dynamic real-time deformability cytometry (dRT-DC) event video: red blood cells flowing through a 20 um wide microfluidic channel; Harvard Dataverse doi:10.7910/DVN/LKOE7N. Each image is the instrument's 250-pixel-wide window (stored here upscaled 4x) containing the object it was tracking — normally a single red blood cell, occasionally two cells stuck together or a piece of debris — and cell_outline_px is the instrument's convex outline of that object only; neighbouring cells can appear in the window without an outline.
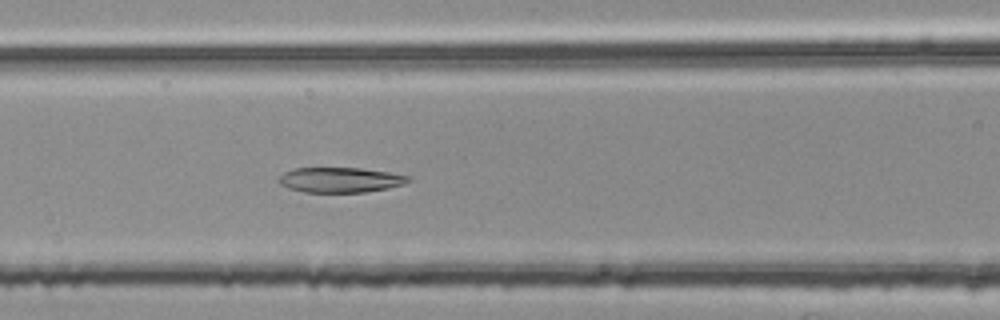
{"species": "common noctule bat (a hibernating species)", "species_latin": "Nyctalus noctula", "temperature_condition": "room temperature", "stored_images_in_passage": 39, "camera_frame_rate_fps": 3000, "um_per_image_px": 0.085, "animal": {"sex": "female", "body_mass_g": 25.1}, "frame": {"image": 1, "passage_image": 15, "time_ms": 4.667, "image_size_px": [1000, 320], "cell_outline_px": [[412, 180], [404, 184], [388, 188], [364, 192], [304, 192], [288, 188], [280, 184], [276, 180], [284, 172], [292, 168], [360, 168], [388, 172], [412, 176]], "centroid_in_image_um": [28.92, 15.29], "position_along_channel_um": 137.7, "area_um2": 19.07}}
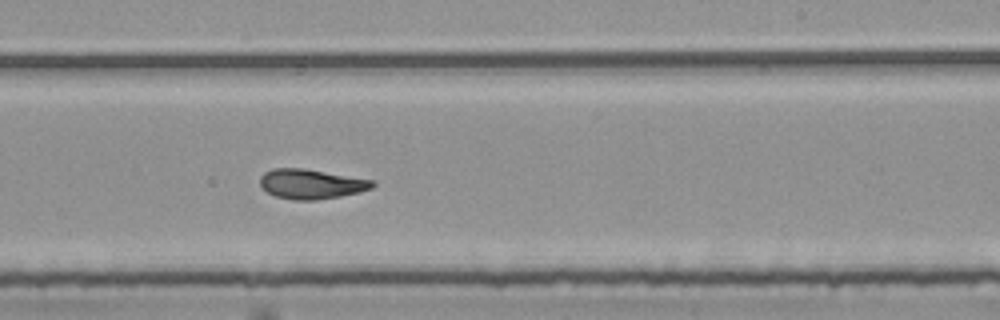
{"frame": {"image": 2, "passage_image": 25, "time_ms": 8.0, "image_size_px": [1000, 320], "cell_outline_px": [[376, 184], [372, 188], [360, 192], [340, 196], [316, 200], [292, 200], [276, 196], [268, 192], [260, 184], [260, 176], [264, 172], [272, 168], [304, 168], [372, 180]], "centroid_in_image_um": [26.44, 15.64], "position_along_channel_um": 262.6, "area_um2": 19.42}}
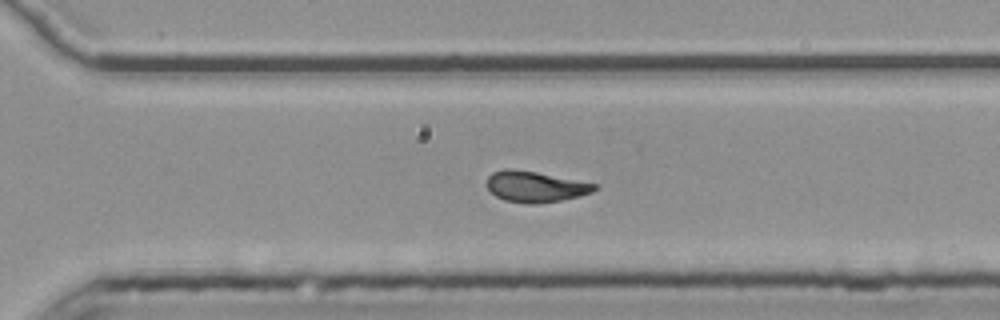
{"frame": {"image": 3, "passage_image": 30, "time_ms": 9.667, "image_size_px": [1000, 320], "cell_outline_px": [[600, 188], [592, 192], [560, 200], [536, 204], [528, 204], [504, 200], [496, 196], [484, 184], [488, 176], [492, 172], [508, 168], [536, 172], [596, 184]], "centroid_in_image_um": [45.45, 15.86], "position_along_channel_um": 325.1, "area_um2": 19.25}, "authors_computed_cell_mechanics": {"area_um2": 20.4034, "velocity_mm_per_s": 3.7581, "shape_relaxation_time_tau1_ms": null, "shape_relaxation_time_tau2_ms": 4.9338, "deformation_change_tau1": null, "deformation_change_tau2": 0.1221}}